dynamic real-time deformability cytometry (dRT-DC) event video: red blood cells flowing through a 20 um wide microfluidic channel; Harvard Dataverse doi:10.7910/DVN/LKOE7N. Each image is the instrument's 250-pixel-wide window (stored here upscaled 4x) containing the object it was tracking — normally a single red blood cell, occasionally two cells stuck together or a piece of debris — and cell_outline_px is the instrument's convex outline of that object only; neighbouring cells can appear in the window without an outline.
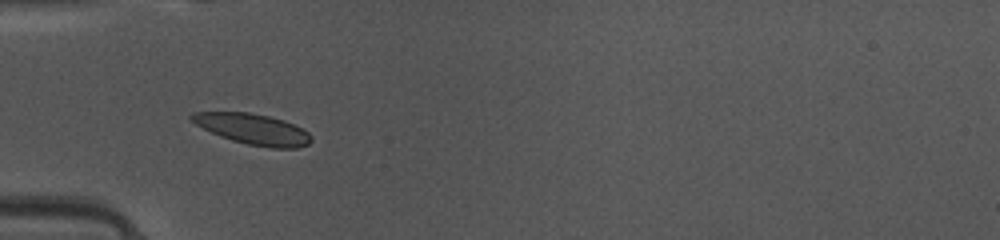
{"species": "common noctule bat (a hibernating species)", "species_latin": "Nyctalus noctula", "temperature_condition": "warm", "stored_images_in_passage": 34, "camera_frame_rate_fps": 3000, "um_per_image_px": 0.085, "animal": {"sex": "female", "body_mass_g": 10.0, "forearm_length_mm": 53.1}, "frame": {"image": 1, "passage_image": 1, "time_ms": 0.0, "image_size_px": [1000, 240], "cell_outline_px": [[312, 140], [308, 144], [296, 148], [272, 148], [248, 144], [232, 140], [220, 136], [196, 124], [188, 116], [192, 112], [248, 112], [268, 116], [284, 120], [308, 132], [312, 136]], "centroid_in_image_um": [21.51, 10.97], "position_along_channel_um": 63.5, "area_um2": 21.15}}
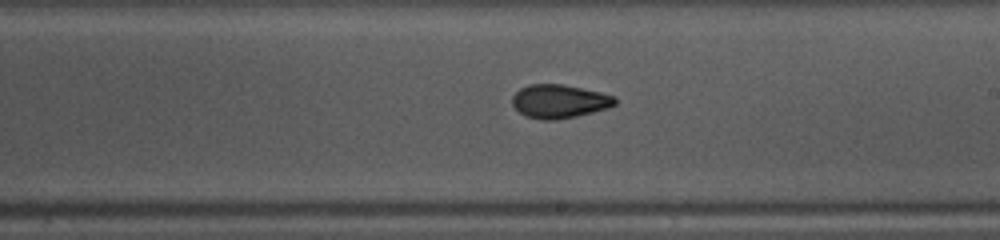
{"frame": {"image": 2, "passage_image": 14, "time_ms": 4.333, "image_size_px": [1000, 240], "cell_outline_px": [[616, 104], [608, 108], [576, 116], [556, 120], [540, 120], [528, 116], [520, 112], [512, 104], [512, 96], [520, 88], [528, 84], [560, 84], [600, 92], [616, 96]], "centroid_in_image_um": [47.54, 8.61], "position_along_channel_um": 241.5, "area_um2": 20.0}}
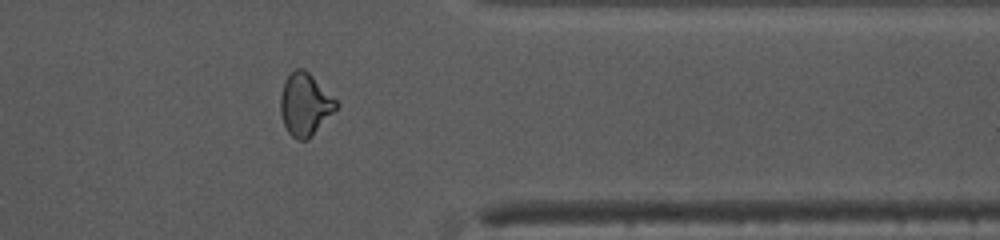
{"frame": {"image": 3, "passage_image": 25, "time_ms": 8.0, "image_size_px": [1000, 240], "cell_outline_px": [[340, 104], [312, 136], [308, 140], [296, 140], [288, 132], [284, 124], [280, 112], [280, 96], [284, 84], [288, 76], [296, 68], [304, 68]], "centroid_in_image_um": [25.91, 8.9], "position_along_channel_um": 385.5, "area_um2": 20.0}, "authors_computed_cell_mechanics": {"area_um2": 19.9988, "velocity_mm_per_s": 4.1267, "shape_relaxation_time_tau1_ms": 4.4487, "shape_relaxation_time_tau2_ms": 1.8323, "deformation_change_tau1": 0.1431, "deformation_change_tau2": 0.0709}}